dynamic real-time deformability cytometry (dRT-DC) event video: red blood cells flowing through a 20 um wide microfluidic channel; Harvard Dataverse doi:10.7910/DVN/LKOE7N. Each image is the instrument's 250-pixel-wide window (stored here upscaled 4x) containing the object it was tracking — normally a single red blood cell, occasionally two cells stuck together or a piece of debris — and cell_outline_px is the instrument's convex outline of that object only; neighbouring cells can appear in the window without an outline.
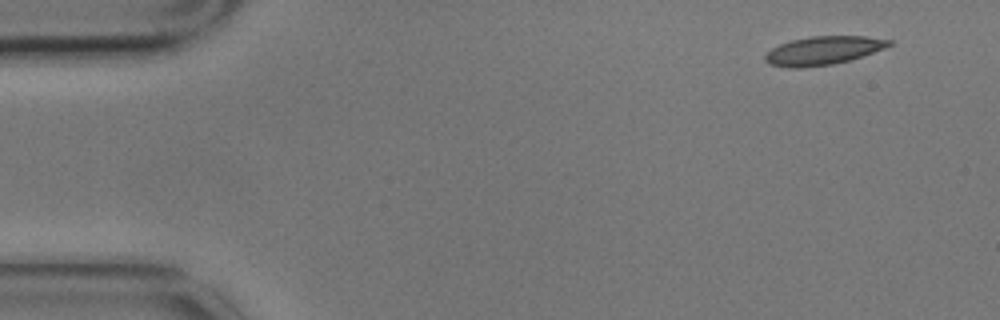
{"species": "common noctule bat (a hibernating species)", "species_latin": "Nyctalus noctula", "temperature_condition": "cold", "stored_images_in_passage": 4, "camera_frame_rate_fps": 3000, "um_per_image_px": 0.085, "animal": {"sex": "male", "body_mass_g": 17.9}, "frame": {"image": 1, "passage_image": 1, "time_ms": 0.0, "image_size_px": [1000, 320], "cell_outline_px": [[892, 44], [884, 48], [848, 60], [832, 64], [800, 68], [788, 68], [768, 64], [764, 60], [764, 56], [772, 48], [780, 44], [792, 40], [812, 36], [864, 36], [892, 40]], "centroid_in_image_um": [69.92, 4.3], "position_along_channel_um": 15.1, "area_um2": 20.35}}